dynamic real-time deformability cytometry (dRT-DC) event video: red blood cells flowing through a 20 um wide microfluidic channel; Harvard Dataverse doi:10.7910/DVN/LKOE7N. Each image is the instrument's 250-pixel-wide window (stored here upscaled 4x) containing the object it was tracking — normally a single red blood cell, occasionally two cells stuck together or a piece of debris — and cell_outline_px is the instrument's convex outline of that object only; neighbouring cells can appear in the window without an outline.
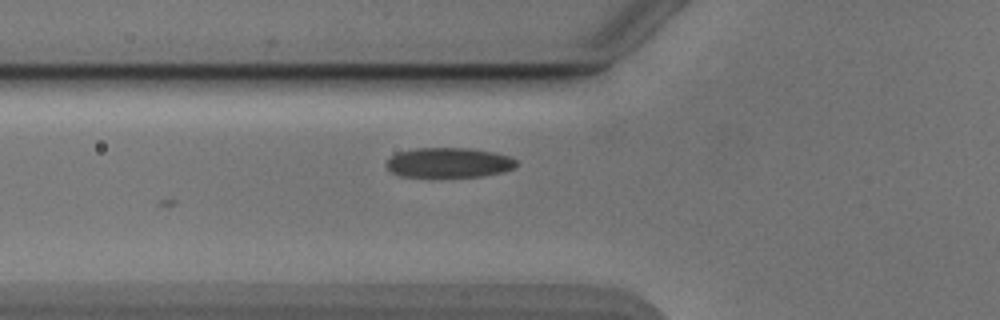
{"species": "Egyptian fruit bat (a non-hibernating species)", "species_latin": "Rousettus aegyptiacus", "temperature_condition": "cold", "stored_images_in_passage": 9, "camera_frame_rate_fps": 3000, "um_per_image_px": 0.085, "animal": {"sex": "male"}, "frame": {"image": 1, "passage_image": 9, "time_ms": 2.667, "image_size_px": [1000, 320], "cell_outline_px": [[516, 168], [504, 172], [484, 176], [400, 176], [392, 172], [384, 164], [396, 152], [416, 148], [468, 148], [496, 152], [508, 156], [516, 160]], "centroid_in_image_um": [38.17, 13.81], "position_along_channel_um": 87.6, "area_um2": 22.66}}